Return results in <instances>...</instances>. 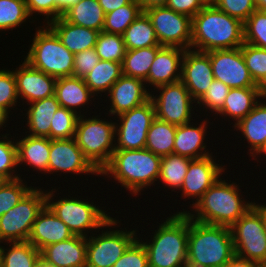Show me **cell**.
I'll return each instance as SVG.
<instances>
[{
	"instance_id": "cell-1",
	"label": "cell",
	"mask_w": 266,
	"mask_h": 267,
	"mask_svg": "<svg viewBox=\"0 0 266 267\" xmlns=\"http://www.w3.org/2000/svg\"><path fill=\"white\" fill-rule=\"evenodd\" d=\"M219 178L197 201L191 206L190 212L183 211L189 218L204 224L231 227L242 217L253 205L254 201H245L241 189L233 181Z\"/></svg>"
},
{
	"instance_id": "cell-2",
	"label": "cell",
	"mask_w": 266,
	"mask_h": 267,
	"mask_svg": "<svg viewBox=\"0 0 266 267\" xmlns=\"http://www.w3.org/2000/svg\"><path fill=\"white\" fill-rule=\"evenodd\" d=\"M244 43V23L207 4L192 18L191 49L208 52L239 48Z\"/></svg>"
},
{
	"instance_id": "cell-3",
	"label": "cell",
	"mask_w": 266,
	"mask_h": 267,
	"mask_svg": "<svg viewBox=\"0 0 266 267\" xmlns=\"http://www.w3.org/2000/svg\"><path fill=\"white\" fill-rule=\"evenodd\" d=\"M161 159L147 149L115 150L100 175L114 178L130 194L139 195L145 188L157 185Z\"/></svg>"
},
{
	"instance_id": "cell-4",
	"label": "cell",
	"mask_w": 266,
	"mask_h": 267,
	"mask_svg": "<svg viewBox=\"0 0 266 267\" xmlns=\"http://www.w3.org/2000/svg\"><path fill=\"white\" fill-rule=\"evenodd\" d=\"M234 256L230 227L189 218L187 267H225Z\"/></svg>"
},
{
	"instance_id": "cell-5",
	"label": "cell",
	"mask_w": 266,
	"mask_h": 267,
	"mask_svg": "<svg viewBox=\"0 0 266 267\" xmlns=\"http://www.w3.org/2000/svg\"><path fill=\"white\" fill-rule=\"evenodd\" d=\"M171 214L159 223L149 242L137 238L145 247L149 267H187L189 217L185 213Z\"/></svg>"
},
{
	"instance_id": "cell-6",
	"label": "cell",
	"mask_w": 266,
	"mask_h": 267,
	"mask_svg": "<svg viewBox=\"0 0 266 267\" xmlns=\"http://www.w3.org/2000/svg\"><path fill=\"white\" fill-rule=\"evenodd\" d=\"M36 28L35 36L24 58L32 67L56 79L73 75L74 54L47 25Z\"/></svg>"
},
{
	"instance_id": "cell-7",
	"label": "cell",
	"mask_w": 266,
	"mask_h": 267,
	"mask_svg": "<svg viewBox=\"0 0 266 267\" xmlns=\"http://www.w3.org/2000/svg\"><path fill=\"white\" fill-rule=\"evenodd\" d=\"M50 190L46 189V205L68 226L74 235L89 237L90 232L99 233L98 229L101 230L102 225L111 218L107 212H104L103 207L96 206V202L94 204V202H90L88 199L81 198V200L78 198V195L77 198L75 196L73 198V196L70 197V194L68 198H61L60 196V199L56 200V196H54L56 187Z\"/></svg>"
},
{
	"instance_id": "cell-8",
	"label": "cell",
	"mask_w": 266,
	"mask_h": 267,
	"mask_svg": "<svg viewBox=\"0 0 266 267\" xmlns=\"http://www.w3.org/2000/svg\"><path fill=\"white\" fill-rule=\"evenodd\" d=\"M115 124L111 119H100L96 114L88 119L84 114L78 118L74 139L99 172L109 163L115 151Z\"/></svg>"
},
{
	"instance_id": "cell-9",
	"label": "cell",
	"mask_w": 266,
	"mask_h": 267,
	"mask_svg": "<svg viewBox=\"0 0 266 267\" xmlns=\"http://www.w3.org/2000/svg\"><path fill=\"white\" fill-rule=\"evenodd\" d=\"M121 222L111 217L102 225L101 234L87 237L86 267H112L128 247L138 238L137 229L114 230ZM107 230L103 231L105 228ZM109 227H113V230ZM108 228L110 231H108ZM123 230V231H122ZM97 235V236H95Z\"/></svg>"
},
{
	"instance_id": "cell-10",
	"label": "cell",
	"mask_w": 266,
	"mask_h": 267,
	"mask_svg": "<svg viewBox=\"0 0 266 267\" xmlns=\"http://www.w3.org/2000/svg\"><path fill=\"white\" fill-rule=\"evenodd\" d=\"M46 205V190L34 187L0 217V244L28 241L37 215Z\"/></svg>"
},
{
	"instance_id": "cell-11",
	"label": "cell",
	"mask_w": 266,
	"mask_h": 267,
	"mask_svg": "<svg viewBox=\"0 0 266 267\" xmlns=\"http://www.w3.org/2000/svg\"><path fill=\"white\" fill-rule=\"evenodd\" d=\"M235 255L256 262L266 260V232L262 214L252 206L231 227Z\"/></svg>"
},
{
	"instance_id": "cell-12",
	"label": "cell",
	"mask_w": 266,
	"mask_h": 267,
	"mask_svg": "<svg viewBox=\"0 0 266 267\" xmlns=\"http://www.w3.org/2000/svg\"><path fill=\"white\" fill-rule=\"evenodd\" d=\"M155 89L160 93L155 95L152 93L155 91L150 92V100L155 109V118L176 126L184 125L193 120L194 109H198L197 105L195 107L193 105L197 102L191 97L181 80Z\"/></svg>"
},
{
	"instance_id": "cell-13",
	"label": "cell",
	"mask_w": 266,
	"mask_h": 267,
	"mask_svg": "<svg viewBox=\"0 0 266 267\" xmlns=\"http://www.w3.org/2000/svg\"><path fill=\"white\" fill-rule=\"evenodd\" d=\"M161 46L191 49L192 18L167 6L144 10Z\"/></svg>"
},
{
	"instance_id": "cell-14",
	"label": "cell",
	"mask_w": 266,
	"mask_h": 267,
	"mask_svg": "<svg viewBox=\"0 0 266 267\" xmlns=\"http://www.w3.org/2000/svg\"><path fill=\"white\" fill-rule=\"evenodd\" d=\"M116 117L115 150L145 149L147 132L155 119L153 102L149 100Z\"/></svg>"
},
{
	"instance_id": "cell-15",
	"label": "cell",
	"mask_w": 266,
	"mask_h": 267,
	"mask_svg": "<svg viewBox=\"0 0 266 267\" xmlns=\"http://www.w3.org/2000/svg\"><path fill=\"white\" fill-rule=\"evenodd\" d=\"M206 53L210 57L214 79L229 88H258L246 67L241 47Z\"/></svg>"
},
{
	"instance_id": "cell-16",
	"label": "cell",
	"mask_w": 266,
	"mask_h": 267,
	"mask_svg": "<svg viewBox=\"0 0 266 267\" xmlns=\"http://www.w3.org/2000/svg\"><path fill=\"white\" fill-rule=\"evenodd\" d=\"M93 174L99 176L100 172L85 157L78 147L74 137L70 139H52L48 174L55 173ZM89 173V174H88Z\"/></svg>"
},
{
	"instance_id": "cell-17",
	"label": "cell",
	"mask_w": 266,
	"mask_h": 267,
	"mask_svg": "<svg viewBox=\"0 0 266 267\" xmlns=\"http://www.w3.org/2000/svg\"><path fill=\"white\" fill-rule=\"evenodd\" d=\"M222 164H218L213 155L201 159H192L180 188V193L182 192L180 198L184 197L186 201L193 198L195 200L189 206L196 204L226 170L227 166L224 167Z\"/></svg>"
},
{
	"instance_id": "cell-18",
	"label": "cell",
	"mask_w": 266,
	"mask_h": 267,
	"mask_svg": "<svg viewBox=\"0 0 266 267\" xmlns=\"http://www.w3.org/2000/svg\"><path fill=\"white\" fill-rule=\"evenodd\" d=\"M213 80L209 55L192 49L185 50L182 58L181 81L196 102L204 96Z\"/></svg>"
},
{
	"instance_id": "cell-19",
	"label": "cell",
	"mask_w": 266,
	"mask_h": 267,
	"mask_svg": "<svg viewBox=\"0 0 266 267\" xmlns=\"http://www.w3.org/2000/svg\"><path fill=\"white\" fill-rule=\"evenodd\" d=\"M147 86L142 79L122 75L106 94L107 98H110L108 101L111 102V108L105 109L109 111L104 114L109 112L108 119L113 115L115 119V116L145 104L150 100V90H147Z\"/></svg>"
},
{
	"instance_id": "cell-20",
	"label": "cell",
	"mask_w": 266,
	"mask_h": 267,
	"mask_svg": "<svg viewBox=\"0 0 266 267\" xmlns=\"http://www.w3.org/2000/svg\"><path fill=\"white\" fill-rule=\"evenodd\" d=\"M13 72L19 101L23 99L22 105L54 95L56 78L32 67L27 61L24 60Z\"/></svg>"
},
{
	"instance_id": "cell-21",
	"label": "cell",
	"mask_w": 266,
	"mask_h": 267,
	"mask_svg": "<svg viewBox=\"0 0 266 267\" xmlns=\"http://www.w3.org/2000/svg\"><path fill=\"white\" fill-rule=\"evenodd\" d=\"M87 237L74 235L50 244L40 251V258L51 267H86Z\"/></svg>"
},
{
	"instance_id": "cell-22",
	"label": "cell",
	"mask_w": 266,
	"mask_h": 267,
	"mask_svg": "<svg viewBox=\"0 0 266 267\" xmlns=\"http://www.w3.org/2000/svg\"><path fill=\"white\" fill-rule=\"evenodd\" d=\"M185 49L163 46L151 64L145 84L155 88L181 80Z\"/></svg>"
},
{
	"instance_id": "cell-23",
	"label": "cell",
	"mask_w": 266,
	"mask_h": 267,
	"mask_svg": "<svg viewBox=\"0 0 266 267\" xmlns=\"http://www.w3.org/2000/svg\"><path fill=\"white\" fill-rule=\"evenodd\" d=\"M73 236L68 226L45 205L33 223L28 241L41 251L50 244L68 240Z\"/></svg>"
},
{
	"instance_id": "cell-24",
	"label": "cell",
	"mask_w": 266,
	"mask_h": 267,
	"mask_svg": "<svg viewBox=\"0 0 266 267\" xmlns=\"http://www.w3.org/2000/svg\"><path fill=\"white\" fill-rule=\"evenodd\" d=\"M202 122L193 125V122H188L184 125H179L176 128L173 154L189 157L191 159H201L212 155L207 151V145L205 138L208 131L207 126L210 123L209 120L205 118L200 119ZM206 149V150H205Z\"/></svg>"
},
{
	"instance_id": "cell-25",
	"label": "cell",
	"mask_w": 266,
	"mask_h": 267,
	"mask_svg": "<svg viewBox=\"0 0 266 267\" xmlns=\"http://www.w3.org/2000/svg\"><path fill=\"white\" fill-rule=\"evenodd\" d=\"M54 95L60 107L69 109L79 116H82L80 110L86 108L85 105L89 109L88 105L95 100V95L85 84L84 79L74 76L56 79Z\"/></svg>"
},
{
	"instance_id": "cell-26",
	"label": "cell",
	"mask_w": 266,
	"mask_h": 267,
	"mask_svg": "<svg viewBox=\"0 0 266 267\" xmlns=\"http://www.w3.org/2000/svg\"><path fill=\"white\" fill-rule=\"evenodd\" d=\"M74 55L94 48L99 31L67 22L62 16L47 24Z\"/></svg>"
},
{
	"instance_id": "cell-27",
	"label": "cell",
	"mask_w": 266,
	"mask_h": 267,
	"mask_svg": "<svg viewBox=\"0 0 266 267\" xmlns=\"http://www.w3.org/2000/svg\"><path fill=\"white\" fill-rule=\"evenodd\" d=\"M264 102V103H263ZM259 101L251 112L240 122L234 125V131L239 130L242 136L247 140V155L254 158L266 144V102ZM250 143V144H249Z\"/></svg>"
},
{
	"instance_id": "cell-28",
	"label": "cell",
	"mask_w": 266,
	"mask_h": 267,
	"mask_svg": "<svg viewBox=\"0 0 266 267\" xmlns=\"http://www.w3.org/2000/svg\"><path fill=\"white\" fill-rule=\"evenodd\" d=\"M15 142L17 146L18 166L26 165L32 168L33 171L38 170L42 174L47 175L51 139L26 134Z\"/></svg>"
},
{
	"instance_id": "cell-29",
	"label": "cell",
	"mask_w": 266,
	"mask_h": 267,
	"mask_svg": "<svg viewBox=\"0 0 266 267\" xmlns=\"http://www.w3.org/2000/svg\"><path fill=\"white\" fill-rule=\"evenodd\" d=\"M24 109L28 135L50 139L51 120L60 108L55 95L27 104Z\"/></svg>"
},
{
	"instance_id": "cell-30",
	"label": "cell",
	"mask_w": 266,
	"mask_h": 267,
	"mask_svg": "<svg viewBox=\"0 0 266 267\" xmlns=\"http://www.w3.org/2000/svg\"><path fill=\"white\" fill-rule=\"evenodd\" d=\"M258 88H230L222 110L218 113L222 118H232L234 125L247 116L259 102Z\"/></svg>"
},
{
	"instance_id": "cell-31",
	"label": "cell",
	"mask_w": 266,
	"mask_h": 267,
	"mask_svg": "<svg viewBox=\"0 0 266 267\" xmlns=\"http://www.w3.org/2000/svg\"><path fill=\"white\" fill-rule=\"evenodd\" d=\"M62 17L69 23L101 32L105 13L98 0H79L67 9Z\"/></svg>"
},
{
	"instance_id": "cell-32",
	"label": "cell",
	"mask_w": 266,
	"mask_h": 267,
	"mask_svg": "<svg viewBox=\"0 0 266 267\" xmlns=\"http://www.w3.org/2000/svg\"><path fill=\"white\" fill-rule=\"evenodd\" d=\"M123 75L122 63L99 60L97 65L83 79L95 95L107 94L112 85Z\"/></svg>"
},
{
	"instance_id": "cell-33",
	"label": "cell",
	"mask_w": 266,
	"mask_h": 267,
	"mask_svg": "<svg viewBox=\"0 0 266 267\" xmlns=\"http://www.w3.org/2000/svg\"><path fill=\"white\" fill-rule=\"evenodd\" d=\"M122 36L127 50L161 46L144 11L128 26Z\"/></svg>"
},
{
	"instance_id": "cell-34",
	"label": "cell",
	"mask_w": 266,
	"mask_h": 267,
	"mask_svg": "<svg viewBox=\"0 0 266 267\" xmlns=\"http://www.w3.org/2000/svg\"><path fill=\"white\" fill-rule=\"evenodd\" d=\"M5 244L9 248L0 245V267H33L40 259V251L29 241Z\"/></svg>"
},
{
	"instance_id": "cell-35",
	"label": "cell",
	"mask_w": 266,
	"mask_h": 267,
	"mask_svg": "<svg viewBox=\"0 0 266 267\" xmlns=\"http://www.w3.org/2000/svg\"><path fill=\"white\" fill-rule=\"evenodd\" d=\"M176 125L155 118L147 132L145 149L160 157L173 154Z\"/></svg>"
},
{
	"instance_id": "cell-36",
	"label": "cell",
	"mask_w": 266,
	"mask_h": 267,
	"mask_svg": "<svg viewBox=\"0 0 266 267\" xmlns=\"http://www.w3.org/2000/svg\"><path fill=\"white\" fill-rule=\"evenodd\" d=\"M163 46L127 50L122 63L123 75L146 80L157 52Z\"/></svg>"
},
{
	"instance_id": "cell-37",
	"label": "cell",
	"mask_w": 266,
	"mask_h": 267,
	"mask_svg": "<svg viewBox=\"0 0 266 267\" xmlns=\"http://www.w3.org/2000/svg\"><path fill=\"white\" fill-rule=\"evenodd\" d=\"M191 160L189 157L176 154L163 156L161 159L158 184L162 182L166 188H173L172 191L174 192H176V189L180 190Z\"/></svg>"
},
{
	"instance_id": "cell-38",
	"label": "cell",
	"mask_w": 266,
	"mask_h": 267,
	"mask_svg": "<svg viewBox=\"0 0 266 267\" xmlns=\"http://www.w3.org/2000/svg\"><path fill=\"white\" fill-rule=\"evenodd\" d=\"M143 12L139 1L132 0L129 4L105 14L103 30L106 33L123 35L128 26Z\"/></svg>"
},
{
	"instance_id": "cell-39",
	"label": "cell",
	"mask_w": 266,
	"mask_h": 267,
	"mask_svg": "<svg viewBox=\"0 0 266 267\" xmlns=\"http://www.w3.org/2000/svg\"><path fill=\"white\" fill-rule=\"evenodd\" d=\"M29 15L25 0H0V31L19 28Z\"/></svg>"
},
{
	"instance_id": "cell-40",
	"label": "cell",
	"mask_w": 266,
	"mask_h": 267,
	"mask_svg": "<svg viewBox=\"0 0 266 267\" xmlns=\"http://www.w3.org/2000/svg\"><path fill=\"white\" fill-rule=\"evenodd\" d=\"M100 60L123 63L126 54V46L123 36L101 31L94 47Z\"/></svg>"
},
{
	"instance_id": "cell-41",
	"label": "cell",
	"mask_w": 266,
	"mask_h": 267,
	"mask_svg": "<svg viewBox=\"0 0 266 267\" xmlns=\"http://www.w3.org/2000/svg\"><path fill=\"white\" fill-rule=\"evenodd\" d=\"M0 175L6 180L22 178L18 174L17 146L14 138H10V133L0 134ZM14 139V140H13ZM17 172V173H16Z\"/></svg>"
},
{
	"instance_id": "cell-42",
	"label": "cell",
	"mask_w": 266,
	"mask_h": 267,
	"mask_svg": "<svg viewBox=\"0 0 266 267\" xmlns=\"http://www.w3.org/2000/svg\"><path fill=\"white\" fill-rule=\"evenodd\" d=\"M25 183L22 178H18L6 180L0 186V217L17 205L34 188Z\"/></svg>"
},
{
	"instance_id": "cell-43",
	"label": "cell",
	"mask_w": 266,
	"mask_h": 267,
	"mask_svg": "<svg viewBox=\"0 0 266 267\" xmlns=\"http://www.w3.org/2000/svg\"><path fill=\"white\" fill-rule=\"evenodd\" d=\"M79 115L60 107L51 120L50 139H70L75 136Z\"/></svg>"
},
{
	"instance_id": "cell-44",
	"label": "cell",
	"mask_w": 266,
	"mask_h": 267,
	"mask_svg": "<svg viewBox=\"0 0 266 267\" xmlns=\"http://www.w3.org/2000/svg\"><path fill=\"white\" fill-rule=\"evenodd\" d=\"M244 43L266 49V11L255 10L244 22Z\"/></svg>"
},
{
	"instance_id": "cell-45",
	"label": "cell",
	"mask_w": 266,
	"mask_h": 267,
	"mask_svg": "<svg viewBox=\"0 0 266 267\" xmlns=\"http://www.w3.org/2000/svg\"><path fill=\"white\" fill-rule=\"evenodd\" d=\"M241 52L249 74L257 85L266 74V49L243 43Z\"/></svg>"
},
{
	"instance_id": "cell-46",
	"label": "cell",
	"mask_w": 266,
	"mask_h": 267,
	"mask_svg": "<svg viewBox=\"0 0 266 267\" xmlns=\"http://www.w3.org/2000/svg\"><path fill=\"white\" fill-rule=\"evenodd\" d=\"M16 78L13 70L0 69V108L11 116V109L16 110L18 101Z\"/></svg>"
},
{
	"instance_id": "cell-47",
	"label": "cell",
	"mask_w": 266,
	"mask_h": 267,
	"mask_svg": "<svg viewBox=\"0 0 266 267\" xmlns=\"http://www.w3.org/2000/svg\"><path fill=\"white\" fill-rule=\"evenodd\" d=\"M229 90L230 88L227 85L219 80L214 79L207 92L197 102L196 105L199 104V108L203 106L202 111H204L206 108L205 112L208 110L211 111V114L215 112L213 116L218 115L223 108Z\"/></svg>"
},
{
	"instance_id": "cell-48",
	"label": "cell",
	"mask_w": 266,
	"mask_h": 267,
	"mask_svg": "<svg viewBox=\"0 0 266 267\" xmlns=\"http://www.w3.org/2000/svg\"><path fill=\"white\" fill-rule=\"evenodd\" d=\"M217 8L243 23L256 10L255 0H215Z\"/></svg>"
},
{
	"instance_id": "cell-49",
	"label": "cell",
	"mask_w": 266,
	"mask_h": 267,
	"mask_svg": "<svg viewBox=\"0 0 266 267\" xmlns=\"http://www.w3.org/2000/svg\"><path fill=\"white\" fill-rule=\"evenodd\" d=\"M112 267H149L144 245L136 239Z\"/></svg>"
},
{
	"instance_id": "cell-50",
	"label": "cell",
	"mask_w": 266,
	"mask_h": 267,
	"mask_svg": "<svg viewBox=\"0 0 266 267\" xmlns=\"http://www.w3.org/2000/svg\"><path fill=\"white\" fill-rule=\"evenodd\" d=\"M99 60V56L94 48L75 54L72 76L84 78L97 65Z\"/></svg>"
},
{
	"instance_id": "cell-51",
	"label": "cell",
	"mask_w": 266,
	"mask_h": 267,
	"mask_svg": "<svg viewBox=\"0 0 266 267\" xmlns=\"http://www.w3.org/2000/svg\"><path fill=\"white\" fill-rule=\"evenodd\" d=\"M29 15L32 16L34 13L35 16L39 15L44 16V22L48 24L50 21L57 19V3L56 0H25ZM47 19V20H46Z\"/></svg>"
},
{
	"instance_id": "cell-52",
	"label": "cell",
	"mask_w": 266,
	"mask_h": 267,
	"mask_svg": "<svg viewBox=\"0 0 266 267\" xmlns=\"http://www.w3.org/2000/svg\"><path fill=\"white\" fill-rule=\"evenodd\" d=\"M207 4L204 0H168L167 7L193 18Z\"/></svg>"
},
{
	"instance_id": "cell-53",
	"label": "cell",
	"mask_w": 266,
	"mask_h": 267,
	"mask_svg": "<svg viewBox=\"0 0 266 267\" xmlns=\"http://www.w3.org/2000/svg\"><path fill=\"white\" fill-rule=\"evenodd\" d=\"M132 0H98V3L103 8L104 13L112 12L119 7L129 4Z\"/></svg>"
},
{
	"instance_id": "cell-54",
	"label": "cell",
	"mask_w": 266,
	"mask_h": 267,
	"mask_svg": "<svg viewBox=\"0 0 266 267\" xmlns=\"http://www.w3.org/2000/svg\"><path fill=\"white\" fill-rule=\"evenodd\" d=\"M225 267H259V262L247 260L235 255Z\"/></svg>"
},
{
	"instance_id": "cell-55",
	"label": "cell",
	"mask_w": 266,
	"mask_h": 267,
	"mask_svg": "<svg viewBox=\"0 0 266 267\" xmlns=\"http://www.w3.org/2000/svg\"><path fill=\"white\" fill-rule=\"evenodd\" d=\"M79 0H56L57 3V19L69 9L72 5L76 4Z\"/></svg>"
},
{
	"instance_id": "cell-56",
	"label": "cell",
	"mask_w": 266,
	"mask_h": 267,
	"mask_svg": "<svg viewBox=\"0 0 266 267\" xmlns=\"http://www.w3.org/2000/svg\"><path fill=\"white\" fill-rule=\"evenodd\" d=\"M139 3L142 6L143 11L146 9L154 8V7H161L166 6L168 0H140Z\"/></svg>"
},
{
	"instance_id": "cell-57",
	"label": "cell",
	"mask_w": 266,
	"mask_h": 267,
	"mask_svg": "<svg viewBox=\"0 0 266 267\" xmlns=\"http://www.w3.org/2000/svg\"><path fill=\"white\" fill-rule=\"evenodd\" d=\"M258 90H259V94H260V98H265L266 100V74L264 76V78L257 84Z\"/></svg>"
},
{
	"instance_id": "cell-58",
	"label": "cell",
	"mask_w": 266,
	"mask_h": 267,
	"mask_svg": "<svg viewBox=\"0 0 266 267\" xmlns=\"http://www.w3.org/2000/svg\"><path fill=\"white\" fill-rule=\"evenodd\" d=\"M263 216V222H264V227H265V232H266V204H260V203H255L254 200V205H253Z\"/></svg>"
},
{
	"instance_id": "cell-59",
	"label": "cell",
	"mask_w": 266,
	"mask_h": 267,
	"mask_svg": "<svg viewBox=\"0 0 266 267\" xmlns=\"http://www.w3.org/2000/svg\"><path fill=\"white\" fill-rule=\"evenodd\" d=\"M9 117L10 116L0 108V129H2L3 126L6 127L5 123H7V121L9 120L7 118Z\"/></svg>"
},
{
	"instance_id": "cell-60",
	"label": "cell",
	"mask_w": 266,
	"mask_h": 267,
	"mask_svg": "<svg viewBox=\"0 0 266 267\" xmlns=\"http://www.w3.org/2000/svg\"><path fill=\"white\" fill-rule=\"evenodd\" d=\"M256 10L266 11V0H255Z\"/></svg>"
},
{
	"instance_id": "cell-61",
	"label": "cell",
	"mask_w": 266,
	"mask_h": 267,
	"mask_svg": "<svg viewBox=\"0 0 266 267\" xmlns=\"http://www.w3.org/2000/svg\"><path fill=\"white\" fill-rule=\"evenodd\" d=\"M263 153V154H262ZM262 154V155H261ZM265 156V158H266V144H265V146L261 149V151L257 154V156H255L252 160H257V162H259V159H258V157L259 156Z\"/></svg>"
},
{
	"instance_id": "cell-62",
	"label": "cell",
	"mask_w": 266,
	"mask_h": 267,
	"mask_svg": "<svg viewBox=\"0 0 266 267\" xmlns=\"http://www.w3.org/2000/svg\"><path fill=\"white\" fill-rule=\"evenodd\" d=\"M33 267H51L46 264L41 258L34 264Z\"/></svg>"
},
{
	"instance_id": "cell-63",
	"label": "cell",
	"mask_w": 266,
	"mask_h": 267,
	"mask_svg": "<svg viewBox=\"0 0 266 267\" xmlns=\"http://www.w3.org/2000/svg\"><path fill=\"white\" fill-rule=\"evenodd\" d=\"M6 181V179L0 175V186Z\"/></svg>"
},
{
	"instance_id": "cell-64",
	"label": "cell",
	"mask_w": 266,
	"mask_h": 267,
	"mask_svg": "<svg viewBox=\"0 0 266 267\" xmlns=\"http://www.w3.org/2000/svg\"><path fill=\"white\" fill-rule=\"evenodd\" d=\"M259 267H266V260L259 262Z\"/></svg>"
},
{
	"instance_id": "cell-65",
	"label": "cell",
	"mask_w": 266,
	"mask_h": 267,
	"mask_svg": "<svg viewBox=\"0 0 266 267\" xmlns=\"http://www.w3.org/2000/svg\"><path fill=\"white\" fill-rule=\"evenodd\" d=\"M204 2L206 4H213L215 2V0H204Z\"/></svg>"
}]
</instances>
